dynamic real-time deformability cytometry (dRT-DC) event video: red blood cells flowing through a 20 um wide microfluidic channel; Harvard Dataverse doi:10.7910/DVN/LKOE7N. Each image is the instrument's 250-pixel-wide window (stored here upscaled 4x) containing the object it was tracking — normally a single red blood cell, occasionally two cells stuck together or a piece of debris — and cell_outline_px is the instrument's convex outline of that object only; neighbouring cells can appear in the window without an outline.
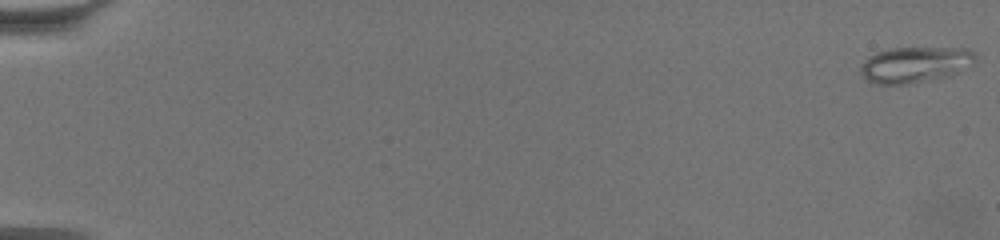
{"species": "common noctule bat (a hibernating species)", "species_latin": "Nyctalus noctula", "temperature_condition": "warm", "stored_images_in_passage": 64, "camera_frame_rate_fps": 3000, "um_per_image_px": 0.085, "animal": {"sex": "female", "body_mass_g": 19.5, "forearm_length_mm": 54.1}, "frame": {"image": 1, "passage_image": 1, "time_ms": 0.0, "image_size_px": [1000, 240], "cell_outline_px": [[976, 60], [960, 72], [948, 76], [932, 80], [904, 84], [880, 84], [868, 80], [860, 72], [860, 68], [864, 60], [868, 56], [876, 52], [892, 48], [968, 48], [976, 52]], "centroid_in_image_um": [77.81, 5.48], "position_along_channel_um": 7.2, "area_um2": 24.04}}
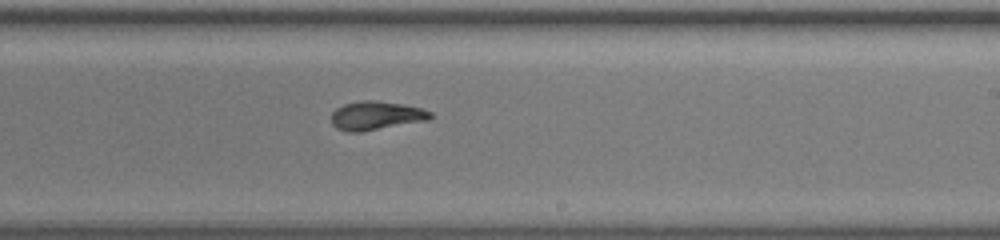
{"frame": {"image": 2, "passage_image": 41, "time_ms": 13.333, "image_size_px": [1000, 240], "cell_outline_px": [[432, 116], [428, 120], [360, 132], [348, 132], [336, 128], [332, 124], [332, 112], [336, 108], [344, 104], [364, 100], [376, 100], [404, 104], [420, 108], [432, 112]], "centroid_in_image_um": [31.96, 9.82], "position_along_channel_um": 257.0, "area_um2": 16.53}}
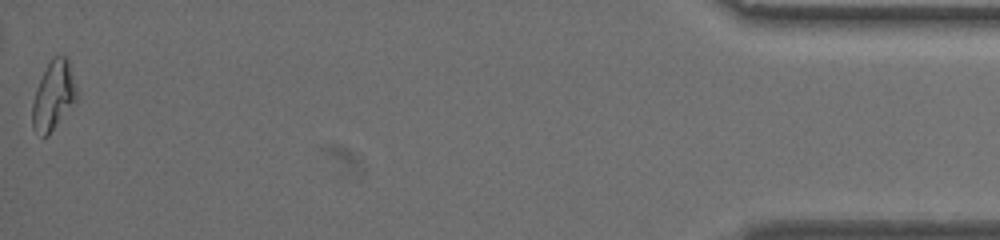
{"frame": {"image": 3, "passage_image": 64, "time_ms": 21.0, "image_size_px": [1000, 240], "cell_outline_px": [[80, 92], [76, 100], [48, 136], [44, 136], [32, 128], [32, 104], [36, 88], [48, 64], [56, 56], [68, 56]], "centroid_in_image_um": [4.59, 8.1], "position_along_channel_um": 430.6, "area_um2": 17.92}, "authors_computed_cell_mechanics": {"area_um2": 16.5597, "velocity_mm_per_s": 3.3789, "shape_relaxation_time_tau1_ms": 7.4108, "shape_relaxation_time_tau2_ms": 2.249, "deformation_change_tau1": 0.1998, "deformation_change_tau2": 0.0767}}